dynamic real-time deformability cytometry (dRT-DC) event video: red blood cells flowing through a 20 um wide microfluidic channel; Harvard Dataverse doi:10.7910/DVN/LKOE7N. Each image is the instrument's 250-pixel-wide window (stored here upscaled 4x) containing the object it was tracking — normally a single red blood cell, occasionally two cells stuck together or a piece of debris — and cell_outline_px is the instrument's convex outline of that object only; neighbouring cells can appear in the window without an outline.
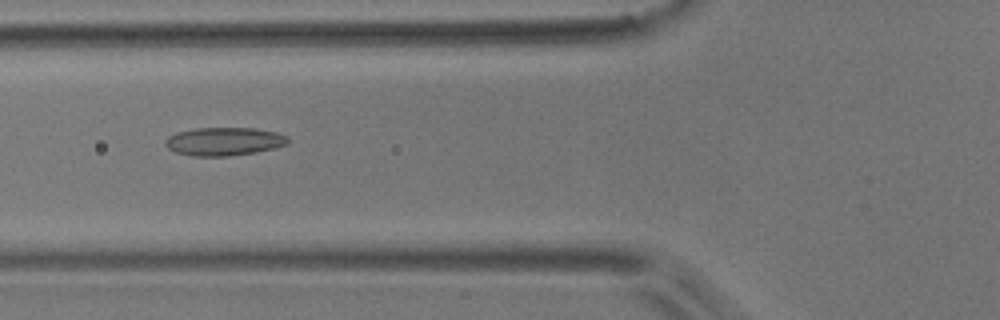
{"species": "common noctule bat (a hibernating species)", "species_latin": "Nyctalus noctula", "temperature_condition": "room temperature", "stored_images_in_passage": 34, "camera_frame_rate_fps": 3000, "um_per_image_px": 0.085, "animal": {"sex": "male", "body_mass_g": 17.9}, "frame": {"image": 1, "passage_image": 7, "time_ms": 2.0, "image_size_px": [1000, 320], "cell_outline_px": [[288, 144], [276, 148], [256, 152], [228, 156], [192, 156], [176, 152], [168, 148], [164, 144], [164, 140], [168, 136], [176, 132], [196, 128], [256, 128], [276, 132], [288, 136]], "centroid_in_image_um": [19.04, 12.02], "position_along_channel_um": 106.8, "area_um2": 20.35}}
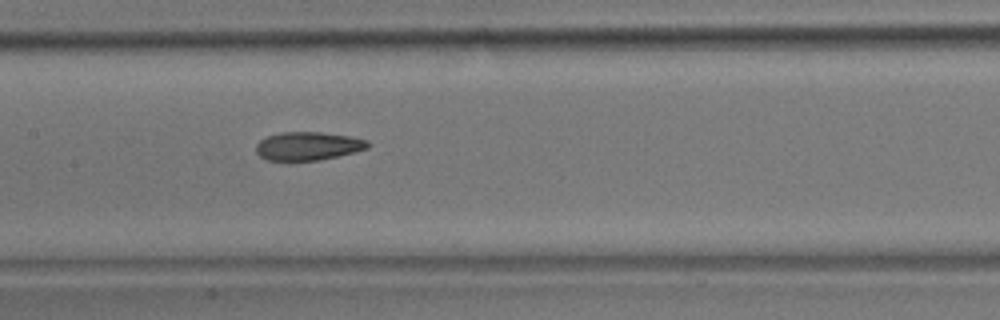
{"frame": {"image": 2, "passage_image": 13, "time_ms": 4.0, "image_size_px": [1000, 320], "cell_outline_px": [[372, 144], [368, 148], [320, 160], [288, 164], [264, 160], [256, 152], [256, 144], [260, 140], [268, 136], [284, 132], [320, 132], [352, 136], [368, 140]], "centroid_in_image_um": [26.13, 12.46], "position_along_channel_um": 181.3, "area_um2": 19.25}}
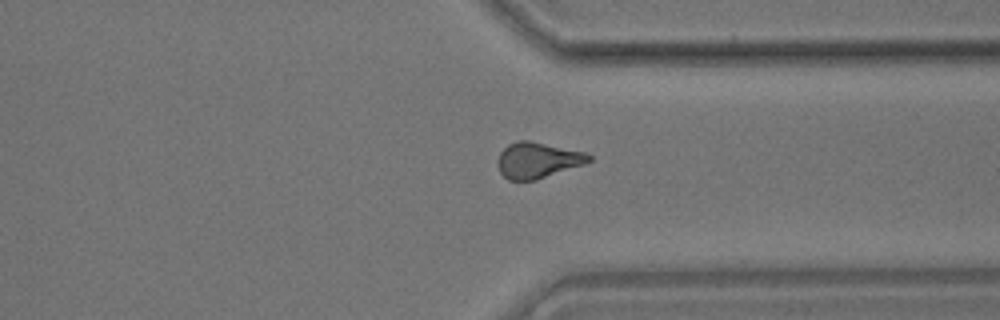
{"frame": {"image": 3, "passage_image": 28, "time_ms": 9.0, "image_size_px": [1000, 320], "cell_outline_px": [[592, 160], [584, 164], [536, 180], [508, 180], [500, 172], [496, 164], [500, 152], [508, 144], [516, 140], [528, 140], [584, 152], [592, 156]], "centroid_in_image_um": [45.67, 13.62], "position_along_channel_um": 365.7, "area_um2": 19.02}, "authors_computed_cell_mechanics": {"area_um2": 18.9006, "velocity_mm_per_s": 3.6968, "shape_relaxation_time_tau1_ms": null, "shape_relaxation_time_tau2_ms": 3.503, "deformation_change_tau1": null, "deformation_change_tau2": 0.1086}}